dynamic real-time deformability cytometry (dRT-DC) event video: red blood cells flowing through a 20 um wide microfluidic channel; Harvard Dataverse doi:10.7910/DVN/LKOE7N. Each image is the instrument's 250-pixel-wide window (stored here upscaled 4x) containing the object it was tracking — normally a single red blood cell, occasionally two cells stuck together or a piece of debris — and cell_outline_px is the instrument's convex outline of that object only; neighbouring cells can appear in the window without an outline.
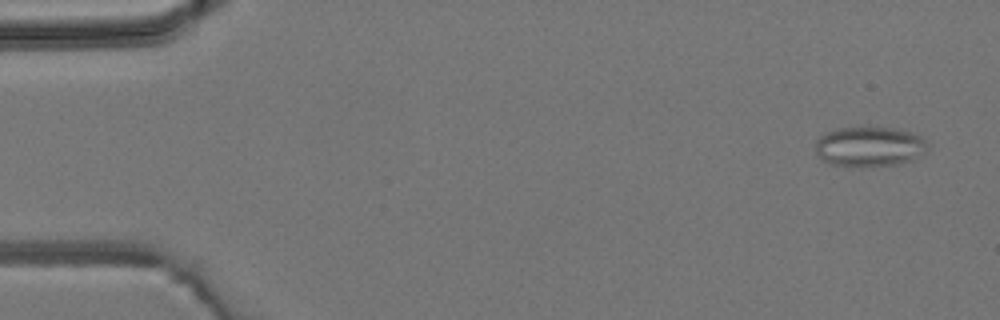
{"species": "common noctule bat (a hibernating species)", "species_latin": "Nyctalus noctula", "temperature_condition": "room temperature", "stored_images_in_passage": 4, "camera_frame_rate_fps": 3000, "um_per_image_px": 0.085, "animal": {"sex": "male", "body_mass_g": 19.2, "forearm_length_mm": 51.8}, "frame": {"image": 1, "passage_image": 1, "time_ms": 0.0, "image_size_px": [1000, 320], "cell_outline_px": [[928, 152], [912, 160], [896, 164], [860, 168], [832, 164], [824, 160], [816, 152], [816, 140], [820, 136], [836, 128], [892, 128], [912, 132], [928, 140]], "centroid_in_image_um": [73.96, 12.48], "position_along_channel_um": 11.0, "area_um2": 26.36}}